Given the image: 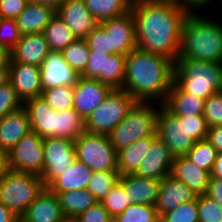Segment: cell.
Masks as SVG:
<instances>
[{
  "label": "cell",
  "instance_id": "obj_1",
  "mask_svg": "<svg viewBox=\"0 0 222 222\" xmlns=\"http://www.w3.org/2000/svg\"><path fill=\"white\" fill-rule=\"evenodd\" d=\"M131 12L137 48L175 62L188 12L172 0L136 4L131 6Z\"/></svg>",
  "mask_w": 222,
  "mask_h": 222
},
{
  "label": "cell",
  "instance_id": "obj_2",
  "mask_svg": "<svg viewBox=\"0 0 222 222\" xmlns=\"http://www.w3.org/2000/svg\"><path fill=\"white\" fill-rule=\"evenodd\" d=\"M173 83V60L137 47L126 55L122 89L137 102L163 104Z\"/></svg>",
  "mask_w": 222,
  "mask_h": 222
},
{
  "label": "cell",
  "instance_id": "obj_3",
  "mask_svg": "<svg viewBox=\"0 0 222 222\" xmlns=\"http://www.w3.org/2000/svg\"><path fill=\"white\" fill-rule=\"evenodd\" d=\"M177 57L222 63V23L188 13Z\"/></svg>",
  "mask_w": 222,
  "mask_h": 222
},
{
  "label": "cell",
  "instance_id": "obj_4",
  "mask_svg": "<svg viewBox=\"0 0 222 222\" xmlns=\"http://www.w3.org/2000/svg\"><path fill=\"white\" fill-rule=\"evenodd\" d=\"M159 105L157 136L174 157L185 156L195 142L206 139L209 127L203 115L175 116Z\"/></svg>",
  "mask_w": 222,
  "mask_h": 222
},
{
  "label": "cell",
  "instance_id": "obj_5",
  "mask_svg": "<svg viewBox=\"0 0 222 222\" xmlns=\"http://www.w3.org/2000/svg\"><path fill=\"white\" fill-rule=\"evenodd\" d=\"M174 83L185 93L206 100L222 91V63L177 57Z\"/></svg>",
  "mask_w": 222,
  "mask_h": 222
},
{
  "label": "cell",
  "instance_id": "obj_6",
  "mask_svg": "<svg viewBox=\"0 0 222 222\" xmlns=\"http://www.w3.org/2000/svg\"><path fill=\"white\" fill-rule=\"evenodd\" d=\"M156 109L150 102L135 103L125 118L108 134L117 152L141 138L157 136Z\"/></svg>",
  "mask_w": 222,
  "mask_h": 222
},
{
  "label": "cell",
  "instance_id": "obj_7",
  "mask_svg": "<svg viewBox=\"0 0 222 222\" xmlns=\"http://www.w3.org/2000/svg\"><path fill=\"white\" fill-rule=\"evenodd\" d=\"M44 188L39 175L8 170L0 178V203L17 217L23 216Z\"/></svg>",
  "mask_w": 222,
  "mask_h": 222
},
{
  "label": "cell",
  "instance_id": "obj_8",
  "mask_svg": "<svg viewBox=\"0 0 222 222\" xmlns=\"http://www.w3.org/2000/svg\"><path fill=\"white\" fill-rule=\"evenodd\" d=\"M137 101L123 89H112L85 120V131L108 135Z\"/></svg>",
  "mask_w": 222,
  "mask_h": 222
},
{
  "label": "cell",
  "instance_id": "obj_9",
  "mask_svg": "<svg viewBox=\"0 0 222 222\" xmlns=\"http://www.w3.org/2000/svg\"><path fill=\"white\" fill-rule=\"evenodd\" d=\"M76 160L84 163L93 172L117 170V151L108 135L85 131L74 140Z\"/></svg>",
  "mask_w": 222,
  "mask_h": 222
},
{
  "label": "cell",
  "instance_id": "obj_10",
  "mask_svg": "<svg viewBox=\"0 0 222 222\" xmlns=\"http://www.w3.org/2000/svg\"><path fill=\"white\" fill-rule=\"evenodd\" d=\"M89 60L80 74L87 79H97L112 89H122L125 74L126 55L94 52L89 50Z\"/></svg>",
  "mask_w": 222,
  "mask_h": 222
},
{
  "label": "cell",
  "instance_id": "obj_11",
  "mask_svg": "<svg viewBox=\"0 0 222 222\" xmlns=\"http://www.w3.org/2000/svg\"><path fill=\"white\" fill-rule=\"evenodd\" d=\"M44 165L40 178L47 187L66 168L76 161L74 140L61 137H46L43 140Z\"/></svg>",
  "mask_w": 222,
  "mask_h": 222
},
{
  "label": "cell",
  "instance_id": "obj_12",
  "mask_svg": "<svg viewBox=\"0 0 222 222\" xmlns=\"http://www.w3.org/2000/svg\"><path fill=\"white\" fill-rule=\"evenodd\" d=\"M44 138L31 131L7 154L9 170L41 175L44 165Z\"/></svg>",
  "mask_w": 222,
  "mask_h": 222
},
{
  "label": "cell",
  "instance_id": "obj_13",
  "mask_svg": "<svg viewBox=\"0 0 222 222\" xmlns=\"http://www.w3.org/2000/svg\"><path fill=\"white\" fill-rule=\"evenodd\" d=\"M110 35L111 54L128 55L137 47L135 23L131 10L99 23Z\"/></svg>",
  "mask_w": 222,
  "mask_h": 222
},
{
  "label": "cell",
  "instance_id": "obj_14",
  "mask_svg": "<svg viewBox=\"0 0 222 222\" xmlns=\"http://www.w3.org/2000/svg\"><path fill=\"white\" fill-rule=\"evenodd\" d=\"M55 14L77 39H85L99 25L88 11L84 0H65L55 10Z\"/></svg>",
  "mask_w": 222,
  "mask_h": 222
},
{
  "label": "cell",
  "instance_id": "obj_15",
  "mask_svg": "<svg viewBox=\"0 0 222 222\" xmlns=\"http://www.w3.org/2000/svg\"><path fill=\"white\" fill-rule=\"evenodd\" d=\"M111 90V87L97 79H87L80 76L74 85L73 108L86 120Z\"/></svg>",
  "mask_w": 222,
  "mask_h": 222
},
{
  "label": "cell",
  "instance_id": "obj_16",
  "mask_svg": "<svg viewBox=\"0 0 222 222\" xmlns=\"http://www.w3.org/2000/svg\"><path fill=\"white\" fill-rule=\"evenodd\" d=\"M8 66L9 82L23 104L41 96L40 67L20 62H9Z\"/></svg>",
  "mask_w": 222,
  "mask_h": 222
},
{
  "label": "cell",
  "instance_id": "obj_17",
  "mask_svg": "<svg viewBox=\"0 0 222 222\" xmlns=\"http://www.w3.org/2000/svg\"><path fill=\"white\" fill-rule=\"evenodd\" d=\"M42 90L74 86L80 75L64 60L61 52L51 51L40 66Z\"/></svg>",
  "mask_w": 222,
  "mask_h": 222
},
{
  "label": "cell",
  "instance_id": "obj_18",
  "mask_svg": "<svg viewBox=\"0 0 222 222\" xmlns=\"http://www.w3.org/2000/svg\"><path fill=\"white\" fill-rule=\"evenodd\" d=\"M174 156L162 139L157 137L145 158L140 163L136 175L162 180L171 172Z\"/></svg>",
  "mask_w": 222,
  "mask_h": 222
},
{
  "label": "cell",
  "instance_id": "obj_19",
  "mask_svg": "<svg viewBox=\"0 0 222 222\" xmlns=\"http://www.w3.org/2000/svg\"><path fill=\"white\" fill-rule=\"evenodd\" d=\"M119 183L127 193L130 204L155 206L161 180L146 178L135 173L121 175Z\"/></svg>",
  "mask_w": 222,
  "mask_h": 222
},
{
  "label": "cell",
  "instance_id": "obj_20",
  "mask_svg": "<svg viewBox=\"0 0 222 222\" xmlns=\"http://www.w3.org/2000/svg\"><path fill=\"white\" fill-rule=\"evenodd\" d=\"M50 52L43 33L21 35L17 44L10 51V62L40 67Z\"/></svg>",
  "mask_w": 222,
  "mask_h": 222
},
{
  "label": "cell",
  "instance_id": "obj_21",
  "mask_svg": "<svg viewBox=\"0 0 222 222\" xmlns=\"http://www.w3.org/2000/svg\"><path fill=\"white\" fill-rule=\"evenodd\" d=\"M197 197L198 195L183 182L169 174L161 180L155 208L160 217L163 213L174 210L180 204L196 200Z\"/></svg>",
  "mask_w": 222,
  "mask_h": 222
},
{
  "label": "cell",
  "instance_id": "obj_22",
  "mask_svg": "<svg viewBox=\"0 0 222 222\" xmlns=\"http://www.w3.org/2000/svg\"><path fill=\"white\" fill-rule=\"evenodd\" d=\"M31 131L29 115L24 106L8 113L0 119V148L8 153Z\"/></svg>",
  "mask_w": 222,
  "mask_h": 222
},
{
  "label": "cell",
  "instance_id": "obj_23",
  "mask_svg": "<svg viewBox=\"0 0 222 222\" xmlns=\"http://www.w3.org/2000/svg\"><path fill=\"white\" fill-rule=\"evenodd\" d=\"M170 175L183 182L195 194H206L211 177L209 171L197 167L186 156L174 157Z\"/></svg>",
  "mask_w": 222,
  "mask_h": 222
},
{
  "label": "cell",
  "instance_id": "obj_24",
  "mask_svg": "<svg viewBox=\"0 0 222 222\" xmlns=\"http://www.w3.org/2000/svg\"><path fill=\"white\" fill-rule=\"evenodd\" d=\"M25 107L31 124V130L40 137H55L56 110L42 99L41 96L27 100Z\"/></svg>",
  "mask_w": 222,
  "mask_h": 222
},
{
  "label": "cell",
  "instance_id": "obj_25",
  "mask_svg": "<svg viewBox=\"0 0 222 222\" xmlns=\"http://www.w3.org/2000/svg\"><path fill=\"white\" fill-rule=\"evenodd\" d=\"M23 217L31 222H61L65 218L58 196L47 187L28 206Z\"/></svg>",
  "mask_w": 222,
  "mask_h": 222
},
{
  "label": "cell",
  "instance_id": "obj_26",
  "mask_svg": "<svg viewBox=\"0 0 222 222\" xmlns=\"http://www.w3.org/2000/svg\"><path fill=\"white\" fill-rule=\"evenodd\" d=\"M54 15L53 8L29 1L26 8L15 19L19 33L21 35L43 33Z\"/></svg>",
  "mask_w": 222,
  "mask_h": 222
},
{
  "label": "cell",
  "instance_id": "obj_27",
  "mask_svg": "<svg viewBox=\"0 0 222 222\" xmlns=\"http://www.w3.org/2000/svg\"><path fill=\"white\" fill-rule=\"evenodd\" d=\"M93 171L84 163L76 160L63 174L56 177L47 188L51 192H65L86 189Z\"/></svg>",
  "mask_w": 222,
  "mask_h": 222
},
{
  "label": "cell",
  "instance_id": "obj_28",
  "mask_svg": "<svg viewBox=\"0 0 222 222\" xmlns=\"http://www.w3.org/2000/svg\"><path fill=\"white\" fill-rule=\"evenodd\" d=\"M205 100L183 92L175 83L162 104L175 116L203 115Z\"/></svg>",
  "mask_w": 222,
  "mask_h": 222
},
{
  "label": "cell",
  "instance_id": "obj_29",
  "mask_svg": "<svg viewBox=\"0 0 222 222\" xmlns=\"http://www.w3.org/2000/svg\"><path fill=\"white\" fill-rule=\"evenodd\" d=\"M158 136L141 138L117 152V170L121 175L135 173Z\"/></svg>",
  "mask_w": 222,
  "mask_h": 222
},
{
  "label": "cell",
  "instance_id": "obj_30",
  "mask_svg": "<svg viewBox=\"0 0 222 222\" xmlns=\"http://www.w3.org/2000/svg\"><path fill=\"white\" fill-rule=\"evenodd\" d=\"M53 193L58 196L62 214L66 218H76L97 203L95 197L87 189Z\"/></svg>",
  "mask_w": 222,
  "mask_h": 222
},
{
  "label": "cell",
  "instance_id": "obj_31",
  "mask_svg": "<svg viewBox=\"0 0 222 222\" xmlns=\"http://www.w3.org/2000/svg\"><path fill=\"white\" fill-rule=\"evenodd\" d=\"M85 132V120L74 109L56 111L55 137L75 140Z\"/></svg>",
  "mask_w": 222,
  "mask_h": 222
},
{
  "label": "cell",
  "instance_id": "obj_32",
  "mask_svg": "<svg viewBox=\"0 0 222 222\" xmlns=\"http://www.w3.org/2000/svg\"><path fill=\"white\" fill-rule=\"evenodd\" d=\"M50 51L61 52L77 39L66 24L55 14L43 31Z\"/></svg>",
  "mask_w": 222,
  "mask_h": 222
},
{
  "label": "cell",
  "instance_id": "obj_33",
  "mask_svg": "<svg viewBox=\"0 0 222 222\" xmlns=\"http://www.w3.org/2000/svg\"><path fill=\"white\" fill-rule=\"evenodd\" d=\"M88 11L100 23L131 10L128 0H84Z\"/></svg>",
  "mask_w": 222,
  "mask_h": 222
},
{
  "label": "cell",
  "instance_id": "obj_34",
  "mask_svg": "<svg viewBox=\"0 0 222 222\" xmlns=\"http://www.w3.org/2000/svg\"><path fill=\"white\" fill-rule=\"evenodd\" d=\"M120 176L118 170L93 172L86 189L95 197L97 202H100L106 197L110 189L119 182Z\"/></svg>",
  "mask_w": 222,
  "mask_h": 222
},
{
  "label": "cell",
  "instance_id": "obj_35",
  "mask_svg": "<svg viewBox=\"0 0 222 222\" xmlns=\"http://www.w3.org/2000/svg\"><path fill=\"white\" fill-rule=\"evenodd\" d=\"M217 154L218 151L213 145L207 139H204L195 142L185 156L200 169L211 173Z\"/></svg>",
  "mask_w": 222,
  "mask_h": 222
},
{
  "label": "cell",
  "instance_id": "obj_36",
  "mask_svg": "<svg viewBox=\"0 0 222 222\" xmlns=\"http://www.w3.org/2000/svg\"><path fill=\"white\" fill-rule=\"evenodd\" d=\"M64 60L79 75L85 70L89 60V48L85 39H75L61 51Z\"/></svg>",
  "mask_w": 222,
  "mask_h": 222
},
{
  "label": "cell",
  "instance_id": "obj_37",
  "mask_svg": "<svg viewBox=\"0 0 222 222\" xmlns=\"http://www.w3.org/2000/svg\"><path fill=\"white\" fill-rule=\"evenodd\" d=\"M74 86H58L41 92V97L51 108L64 111L73 108Z\"/></svg>",
  "mask_w": 222,
  "mask_h": 222
},
{
  "label": "cell",
  "instance_id": "obj_38",
  "mask_svg": "<svg viewBox=\"0 0 222 222\" xmlns=\"http://www.w3.org/2000/svg\"><path fill=\"white\" fill-rule=\"evenodd\" d=\"M114 222H160L155 206L129 204L114 218Z\"/></svg>",
  "mask_w": 222,
  "mask_h": 222
},
{
  "label": "cell",
  "instance_id": "obj_39",
  "mask_svg": "<svg viewBox=\"0 0 222 222\" xmlns=\"http://www.w3.org/2000/svg\"><path fill=\"white\" fill-rule=\"evenodd\" d=\"M160 222H199L197 199L185 202L174 210L163 213Z\"/></svg>",
  "mask_w": 222,
  "mask_h": 222
},
{
  "label": "cell",
  "instance_id": "obj_40",
  "mask_svg": "<svg viewBox=\"0 0 222 222\" xmlns=\"http://www.w3.org/2000/svg\"><path fill=\"white\" fill-rule=\"evenodd\" d=\"M100 203L113 218L121 214L130 204L128 202L127 193L119 182L110 189L109 193Z\"/></svg>",
  "mask_w": 222,
  "mask_h": 222
},
{
  "label": "cell",
  "instance_id": "obj_41",
  "mask_svg": "<svg viewBox=\"0 0 222 222\" xmlns=\"http://www.w3.org/2000/svg\"><path fill=\"white\" fill-rule=\"evenodd\" d=\"M199 222H222V206L208 195L197 197Z\"/></svg>",
  "mask_w": 222,
  "mask_h": 222
},
{
  "label": "cell",
  "instance_id": "obj_42",
  "mask_svg": "<svg viewBox=\"0 0 222 222\" xmlns=\"http://www.w3.org/2000/svg\"><path fill=\"white\" fill-rule=\"evenodd\" d=\"M203 117L208 127L222 126V91L210 95L205 100Z\"/></svg>",
  "mask_w": 222,
  "mask_h": 222
},
{
  "label": "cell",
  "instance_id": "obj_43",
  "mask_svg": "<svg viewBox=\"0 0 222 222\" xmlns=\"http://www.w3.org/2000/svg\"><path fill=\"white\" fill-rule=\"evenodd\" d=\"M21 107H23V103L11 83L8 81L0 86V119Z\"/></svg>",
  "mask_w": 222,
  "mask_h": 222
},
{
  "label": "cell",
  "instance_id": "obj_44",
  "mask_svg": "<svg viewBox=\"0 0 222 222\" xmlns=\"http://www.w3.org/2000/svg\"><path fill=\"white\" fill-rule=\"evenodd\" d=\"M89 50L111 54V41L105 29L99 24L86 38Z\"/></svg>",
  "mask_w": 222,
  "mask_h": 222
},
{
  "label": "cell",
  "instance_id": "obj_45",
  "mask_svg": "<svg viewBox=\"0 0 222 222\" xmlns=\"http://www.w3.org/2000/svg\"><path fill=\"white\" fill-rule=\"evenodd\" d=\"M21 34L15 19L0 18V44L10 51L17 44Z\"/></svg>",
  "mask_w": 222,
  "mask_h": 222
},
{
  "label": "cell",
  "instance_id": "obj_46",
  "mask_svg": "<svg viewBox=\"0 0 222 222\" xmlns=\"http://www.w3.org/2000/svg\"><path fill=\"white\" fill-rule=\"evenodd\" d=\"M76 219L79 222H114V218L100 202L95 203Z\"/></svg>",
  "mask_w": 222,
  "mask_h": 222
},
{
  "label": "cell",
  "instance_id": "obj_47",
  "mask_svg": "<svg viewBox=\"0 0 222 222\" xmlns=\"http://www.w3.org/2000/svg\"><path fill=\"white\" fill-rule=\"evenodd\" d=\"M30 0H0V18L16 19Z\"/></svg>",
  "mask_w": 222,
  "mask_h": 222
},
{
  "label": "cell",
  "instance_id": "obj_48",
  "mask_svg": "<svg viewBox=\"0 0 222 222\" xmlns=\"http://www.w3.org/2000/svg\"><path fill=\"white\" fill-rule=\"evenodd\" d=\"M206 195L222 206V180L210 177Z\"/></svg>",
  "mask_w": 222,
  "mask_h": 222
},
{
  "label": "cell",
  "instance_id": "obj_49",
  "mask_svg": "<svg viewBox=\"0 0 222 222\" xmlns=\"http://www.w3.org/2000/svg\"><path fill=\"white\" fill-rule=\"evenodd\" d=\"M206 139L218 152H222V126L209 127Z\"/></svg>",
  "mask_w": 222,
  "mask_h": 222
},
{
  "label": "cell",
  "instance_id": "obj_50",
  "mask_svg": "<svg viewBox=\"0 0 222 222\" xmlns=\"http://www.w3.org/2000/svg\"><path fill=\"white\" fill-rule=\"evenodd\" d=\"M174 1L181 9L185 10L188 13H193L192 9H201L203 8V6H207L208 4H210V2L212 0H172ZM222 5V0H219ZM193 7V8H192Z\"/></svg>",
  "mask_w": 222,
  "mask_h": 222
},
{
  "label": "cell",
  "instance_id": "obj_51",
  "mask_svg": "<svg viewBox=\"0 0 222 222\" xmlns=\"http://www.w3.org/2000/svg\"><path fill=\"white\" fill-rule=\"evenodd\" d=\"M211 177L222 180V152H218L216 161L211 171Z\"/></svg>",
  "mask_w": 222,
  "mask_h": 222
},
{
  "label": "cell",
  "instance_id": "obj_52",
  "mask_svg": "<svg viewBox=\"0 0 222 222\" xmlns=\"http://www.w3.org/2000/svg\"><path fill=\"white\" fill-rule=\"evenodd\" d=\"M16 215L0 203V222H15Z\"/></svg>",
  "mask_w": 222,
  "mask_h": 222
},
{
  "label": "cell",
  "instance_id": "obj_53",
  "mask_svg": "<svg viewBox=\"0 0 222 222\" xmlns=\"http://www.w3.org/2000/svg\"><path fill=\"white\" fill-rule=\"evenodd\" d=\"M9 170L8 154L0 148V178Z\"/></svg>",
  "mask_w": 222,
  "mask_h": 222
},
{
  "label": "cell",
  "instance_id": "obj_54",
  "mask_svg": "<svg viewBox=\"0 0 222 222\" xmlns=\"http://www.w3.org/2000/svg\"><path fill=\"white\" fill-rule=\"evenodd\" d=\"M11 59L10 50L0 44V67L8 66Z\"/></svg>",
  "mask_w": 222,
  "mask_h": 222
},
{
  "label": "cell",
  "instance_id": "obj_55",
  "mask_svg": "<svg viewBox=\"0 0 222 222\" xmlns=\"http://www.w3.org/2000/svg\"><path fill=\"white\" fill-rule=\"evenodd\" d=\"M30 1L42 5H47L56 10L65 0H30Z\"/></svg>",
  "mask_w": 222,
  "mask_h": 222
},
{
  "label": "cell",
  "instance_id": "obj_56",
  "mask_svg": "<svg viewBox=\"0 0 222 222\" xmlns=\"http://www.w3.org/2000/svg\"><path fill=\"white\" fill-rule=\"evenodd\" d=\"M9 81V66L0 67V86Z\"/></svg>",
  "mask_w": 222,
  "mask_h": 222
},
{
  "label": "cell",
  "instance_id": "obj_57",
  "mask_svg": "<svg viewBox=\"0 0 222 222\" xmlns=\"http://www.w3.org/2000/svg\"><path fill=\"white\" fill-rule=\"evenodd\" d=\"M163 1H166V0H128L131 6L140 4V3L163 2Z\"/></svg>",
  "mask_w": 222,
  "mask_h": 222
},
{
  "label": "cell",
  "instance_id": "obj_58",
  "mask_svg": "<svg viewBox=\"0 0 222 222\" xmlns=\"http://www.w3.org/2000/svg\"><path fill=\"white\" fill-rule=\"evenodd\" d=\"M15 222H31V221L27 220L23 216H19V217H16Z\"/></svg>",
  "mask_w": 222,
  "mask_h": 222
},
{
  "label": "cell",
  "instance_id": "obj_59",
  "mask_svg": "<svg viewBox=\"0 0 222 222\" xmlns=\"http://www.w3.org/2000/svg\"><path fill=\"white\" fill-rule=\"evenodd\" d=\"M61 222H79L76 218H64Z\"/></svg>",
  "mask_w": 222,
  "mask_h": 222
}]
</instances>
